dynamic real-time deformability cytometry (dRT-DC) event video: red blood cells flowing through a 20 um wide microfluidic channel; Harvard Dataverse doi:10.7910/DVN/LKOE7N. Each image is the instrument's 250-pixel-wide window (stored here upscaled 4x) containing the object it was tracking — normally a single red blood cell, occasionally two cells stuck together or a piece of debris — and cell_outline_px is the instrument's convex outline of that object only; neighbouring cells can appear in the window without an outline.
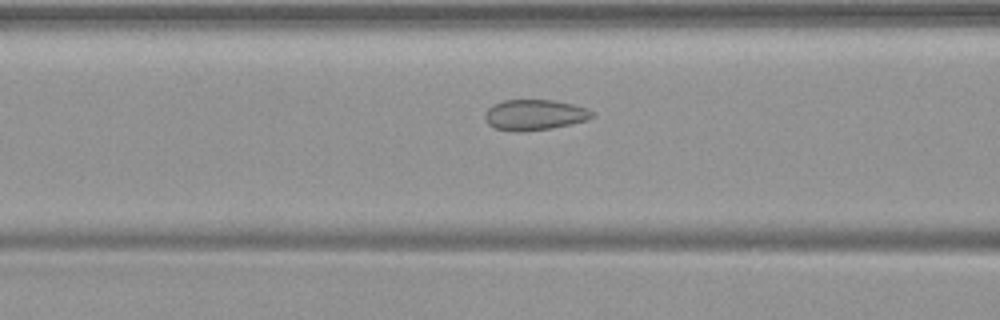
{"species": "common noctule bat (a hibernating species)", "species_latin": "Nyctalus noctula", "temperature_condition": "warm", "stored_images_in_passage": 43, "camera_frame_rate_fps": 3000, "um_per_image_px": 0.085, "animal": {"sex": "female", "body_mass_g": 19.9}, "frame": {"image": 1, "passage_image": 20, "time_ms": 6.333, "image_size_px": [1000, 320], "cell_outline_px": [[592, 116], [588, 120], [552, 128], [520, 132], [512, 132], [496, 128], [488, 124], [484, 120], [484, 112], [492, 104], [504, 100], [552, 100], [572, 104], [584, 108], [592, 112]], "centroid_in_image_um": [45.36, 9.77], "position_along_channel_um": 121.2, "area_um2": 19.13}}
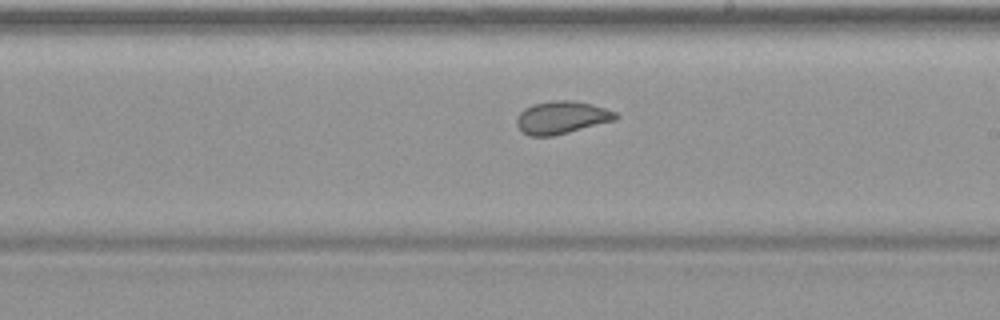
{"frame": {"image": 2, "passage_image": 29, "time_ms": 9.333, "image_size_px": [1000, 320], "cell_outline_px": [[620, 116], [616, 120], [552, 136], [528, 136], [516, 124], [516, 120], [520, 112], [524, 108], [532, 104], [556, 100], [572, 100], [592, 104], [616, 112]], "centroid_in_image_um": [47.75, 9.98], "position_along_channel_um": 241.3, "area_um2": 18.79}}
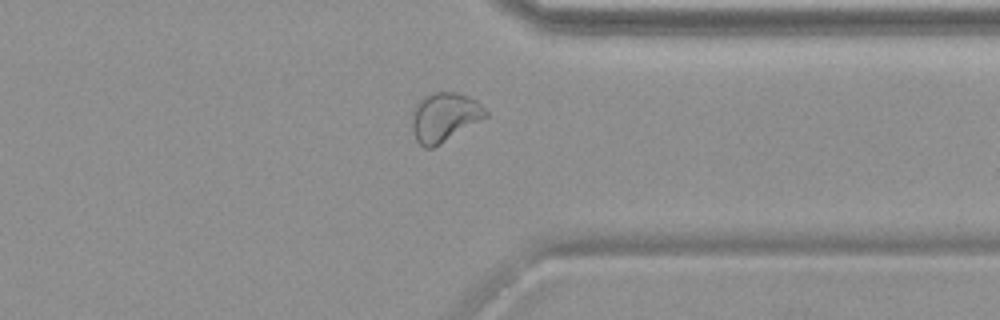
{"frame": {"image": 3, "passage_image": 39, "time_ms": 12.667, "image_size_px": [1000, 320], "cell_outline_px": [[488, 116], [440, 144], [432, 148], [424, 148], [416, 140], [412, 128], [412, 108], [424, 96], [432, 92], [456, 92], [476, 100], [488, 112]], "centroid_in_image_um": [37.75, 9.95], "position_along_channel_um": 373.6, "area_um2": 20.98}}